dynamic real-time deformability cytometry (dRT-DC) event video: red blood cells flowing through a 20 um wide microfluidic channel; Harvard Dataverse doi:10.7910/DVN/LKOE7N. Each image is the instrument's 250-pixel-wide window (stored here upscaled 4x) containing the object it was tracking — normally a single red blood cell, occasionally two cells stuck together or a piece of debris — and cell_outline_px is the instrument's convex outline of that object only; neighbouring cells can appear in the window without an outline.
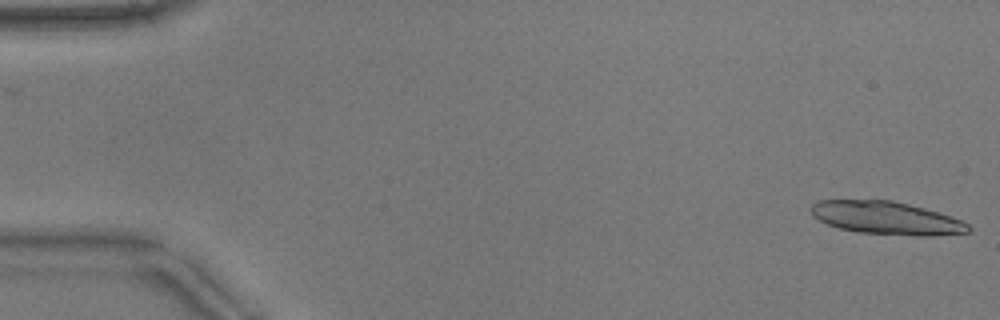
{"species": "common noctule bat (a hibernating species)", "species_latin": "Nyctalus noctula", "temperature_condition": "warm", "stored_images_in_passage": 40, "camera_frame_rate_fps": 3000, "um_per_image_px": 0.085, "animal": {"sex": "male", "body_mass_g": 17.9}, "frame": {"image": 1, "passage_image": 1, "time_ms": 0.0, "image_size_px": [1000, 320], "cell_outline_px": [[972, 228], [968, 232], [932, 236], [916, 236], [856, 232], [840, 228], [828, 224], [812, 216], [808, 208], [816, 200], [892, 200], [924, 208], [960, 220], [968, 224]], "centroid_in_image_um": [75.29, 18.53], "position_along_channel_um": 9.7, "area_um2": 30.17}, "authors_computed_cell_mechanics": {"area_um2": 20.2011, "velocity_mm_per_s": 3.8704, "shape_relaxation_time_tau1_ms": 3.9858, "shape_relaxation_time_tau2_ms": 1.7426, "deformation_change_tau1": 0.1881, "deformation_change_tau2": 0.082}}